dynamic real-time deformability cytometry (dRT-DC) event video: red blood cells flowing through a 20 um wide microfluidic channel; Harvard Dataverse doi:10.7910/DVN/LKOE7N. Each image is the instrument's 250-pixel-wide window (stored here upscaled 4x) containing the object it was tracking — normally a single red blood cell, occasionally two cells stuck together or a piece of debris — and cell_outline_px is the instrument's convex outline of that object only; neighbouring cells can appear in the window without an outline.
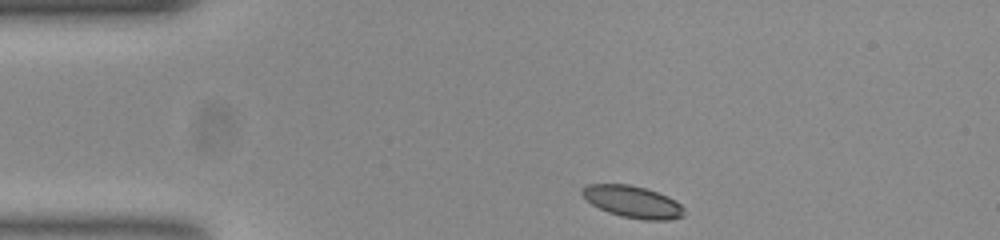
{"species": "common noctule bat (a hibernating species)", "species_latin": "Nyctalus noctula", "temperature_condition": "room temperature", "stored_images_in_passage": 45, "camera_frame_rate_fps": 3000, "um_per_image_px": 0.085, "animal": {"sex": "female", "body_mass_g": 23.0, "forearm_length_mm": 53.4}, "frame": {"image": 1, "passage_image": 1, "time_ms": 0.0, "image_size_px": [1000, 240], "cell_outline_px": [[684, 216], [668, 220], [644, 220], [620, 216], [608, 212], [592, 204], [580, 192], [580, 188], [584, 184], [628, 184], [644, 188], [668, 196], [676, 200], [684, 208]], "centroid_in_image_um": [53.77, 17.15], "position_along_channel_um": 31.2, "area_um2": 19.02}}
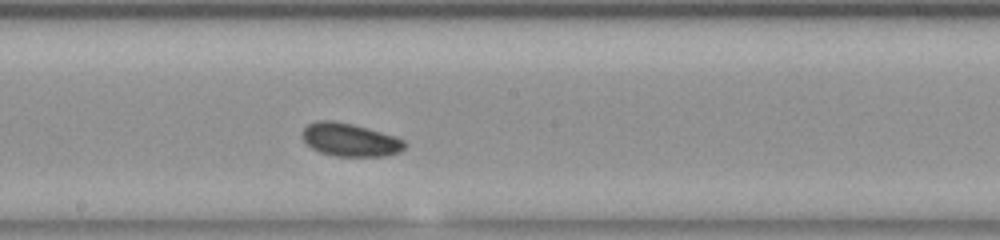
{"frame": {"image": 2, "passage_image": 20, "time_ms": 6.333, "image_size_px": [1000, 240], "cell_outline_px": [[408, 144], [400, 152], [388, 156], [336, 156], [320, 152], [312, 148], [304, 140], [304, 128], [308, 124], [316, 120], [332, 120], [352, 124], [380, 132], [404, 140]], "centroid_in_image_um": [29.77, 11.89], "position_along_channel_um": 218.4, "area_um2": 19.54}}
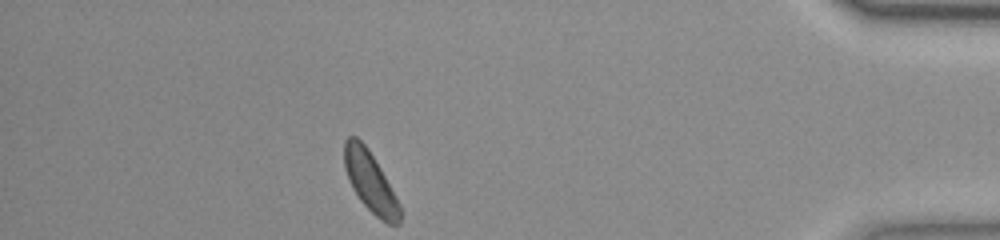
{"frame": {"image": 3, "passage_image": 39, "time_ms": 12.667, "image_size_px": [1000, 240], "cell_outline_px": [[400, 224], [388, 224], [380, 220], [360, 200], [352, 188], [344, 168], [344, 140], [348, 136], [356, 136], [368, 148], [380, 168], [400, 204]], "centroid_in_image_um": [31.45, 15.44], "position_along_channel_um": 403.7, "area_um2": 19.36}, "authors_computed_cell_mechanics": {"area_um2": 19.363, "velocity_mm_per_s": 3.7131, "shape_relaxation_time_tau1_ms": 2.0061, "shape_relaxation_time_tau2_ms": null, "deformation_change_tau1": 0.0549, "deformation_change_tau2": null}}